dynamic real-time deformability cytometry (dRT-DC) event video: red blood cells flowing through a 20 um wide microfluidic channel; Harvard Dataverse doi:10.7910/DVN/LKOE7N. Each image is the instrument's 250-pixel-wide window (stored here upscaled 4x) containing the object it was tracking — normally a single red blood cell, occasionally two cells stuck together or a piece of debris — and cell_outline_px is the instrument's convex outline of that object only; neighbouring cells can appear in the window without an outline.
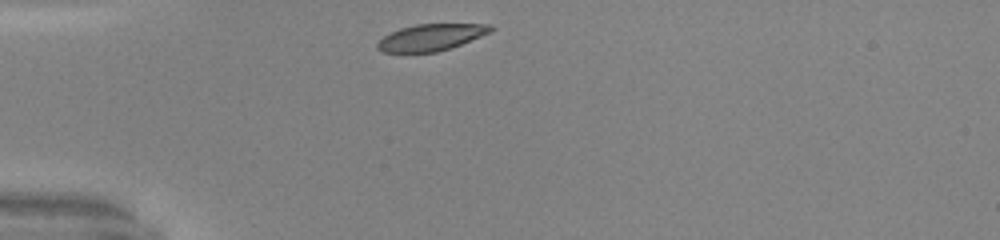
{"species": "common noctule bat (a hibernating species)", "species_latin": "Nyctalus noctula", "temperature_condition": "warm", "stored_images_in_passage": 28, "camera_frame_rate_fps": 3000, "um_per_image_px": 0.085, "animal": {"sex": "male", "body_mass_g": 20.0, "forearm_length_mm": 53.3}, "frame": {"image": 1, "passage_image": 1, "time_ms": 0.0, "image_size_px": [1000, 240], "cell_outline_px": [[496, 28], [492, 32], [460, 44], [436, 52], [380, 52], [376, 48], [376, 44], [384, 36], [400, 28], [416, 24], [492, 24]], "centroid_in_image_um": [36.65, 3.16], "position_along_channel_um": 48.3, "area_um2": 17.51}}
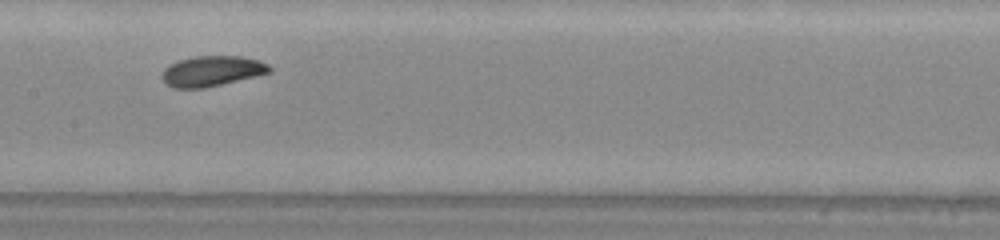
{"frame": {"image": 2, "passage_image": 13, "time_ms": 4.0, "image_size_px": [1000, 240], "cell_outline_px": [[272, 72], [256, 76], [204, 88], [172, 88], [160, 76], [164, 68], [180, 60], [196, 56], [240, 56], [256, 60], [268, 64], [272, 68]], "centroid_in_image_um": [18.02, 6.04], "position_along_channel_um": 189.4, "area_um2": 18.84}}
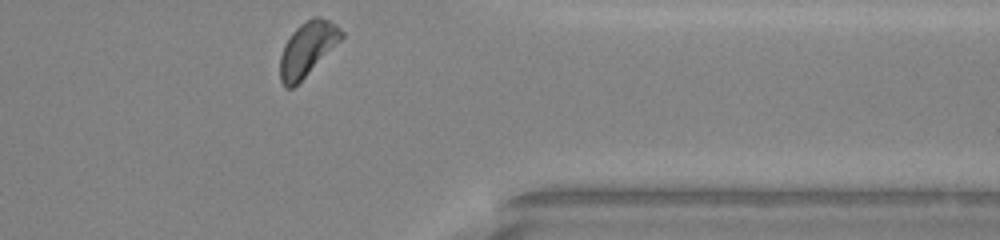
{"frame": {"image": 3, "passage_image": 28, "time_ms": 9.0, "image_size_px": [1000, 240], "cell_outline_px": [[344, 36], [292, 88], [284, 88], [280, 80], [280, 56], [284, 44], [292, 32], [300, 24], [312, 16], [320, 16], [336, 24], [344, 32]], "centroid_in_image_um": [26.1, 4.12], "position_along_channel_um": 385.3, "area_um2": 18.96}, "authors_computed_cell_mechanics": {"area_um2": 18.8428, "velocity_mm_per_s": 4.0916, "shape_relaxation_time_tau1_ms": 2.5729, "shape_relaxation_time_tau2_ms": 3.5852, "deformation_change_tau1": 0.0876, "deformation_change_tau2": 0.0672}}